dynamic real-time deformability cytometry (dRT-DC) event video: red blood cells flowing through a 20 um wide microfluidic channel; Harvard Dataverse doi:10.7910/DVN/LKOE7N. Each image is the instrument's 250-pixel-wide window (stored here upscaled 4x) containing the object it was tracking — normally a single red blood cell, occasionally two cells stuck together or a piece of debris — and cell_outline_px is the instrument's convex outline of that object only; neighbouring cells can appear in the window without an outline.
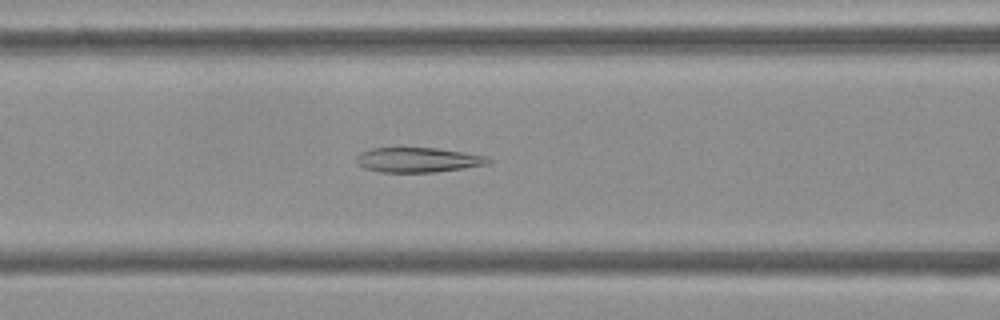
{"species": "Egyptian fruit bat (a non-hibernating species)", "species_latin": "Rousettus aegyptiacus", "temperature_condition": "cold", "stored_images_in_passage": 51, "camera_frame_rate_fps": 3000, "um_per_image_px": 0.085, "frame": {"image": 1, "passage_image": 19, "time_ms": 6.0, "image_size_px": [1000, 320], "cell_outline_px": [[492, 160], [488, 164], [464, 168], [432, 172], [380, 172], [364, 168], [356, 164], [356, 156], [360, 152], [372, 148], [436, 148], [488, 156]], "centroid_in_image_um": [35.5, 13.59], "position_along_channel_um": 131.1, "area_um2": 19.07}}
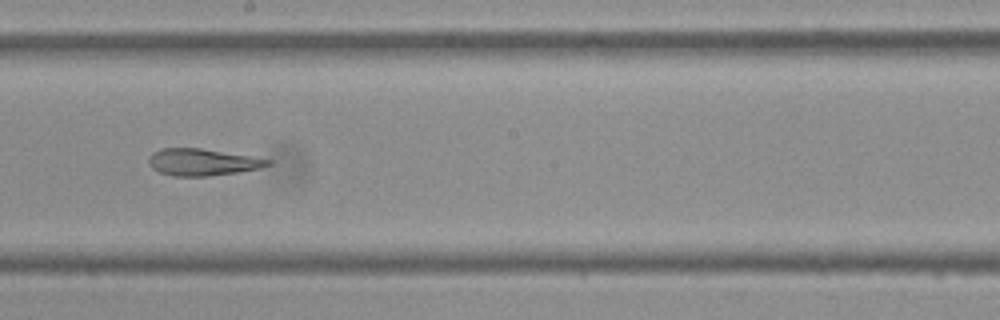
{"frame": {"image": 2, "passage_image": 27, "time_ms": 8.667, "image_size_px": [1000, 320], "cell_outline_px": [[272, 164], [260, 168], [236, 172], [208, 176], [172, 176], [160, 172], [152, 168], [148, 164], [148, 156], [152, 152], [160, 148], [200, 148], [272, 160]], "centroid_in_image_um": [17.14, 13.78], "position_along_channel_um": 231.1, "area_um2": 18.55}}
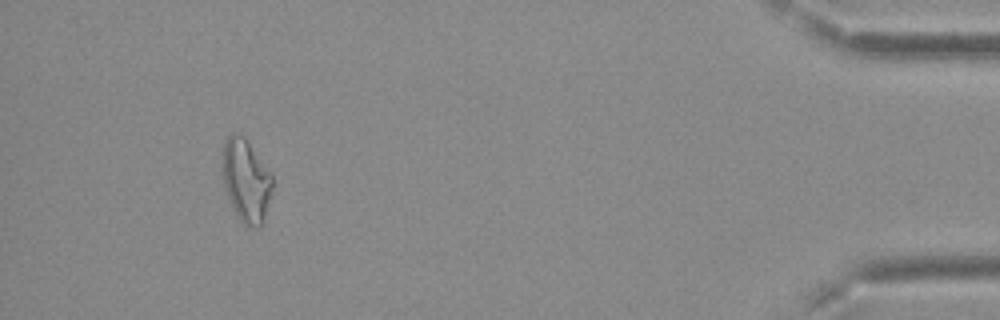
{"frame": {"image": 3, "passage_image": 47, "time_ms": 15.333, "image_size_px": [1000, 320], "cell_outline_px": [[272, 188], [264, 216], [260, 228], [256, 228], [244, 224], [240, 220], [228, 196], [224, 184], [224, 140], [232, 132], [236, 132], [244, 136], [272, 176]], "centroid_in_image_um": [20.92, 15.33], "position_along_channel_um": 414.3, "area_um2": 23.24}, "authors_computed_cell_mechanics": {"area_um2": 21.3282, "velocity_mm_per_s": 3.7458, "shape_relaxation_time_tau1_ms": null, "shape_relaxation_time_tau2_ms": 3.2205, "deformation_change_tau1": null, "deformation_change_tau2": 0.1038}}